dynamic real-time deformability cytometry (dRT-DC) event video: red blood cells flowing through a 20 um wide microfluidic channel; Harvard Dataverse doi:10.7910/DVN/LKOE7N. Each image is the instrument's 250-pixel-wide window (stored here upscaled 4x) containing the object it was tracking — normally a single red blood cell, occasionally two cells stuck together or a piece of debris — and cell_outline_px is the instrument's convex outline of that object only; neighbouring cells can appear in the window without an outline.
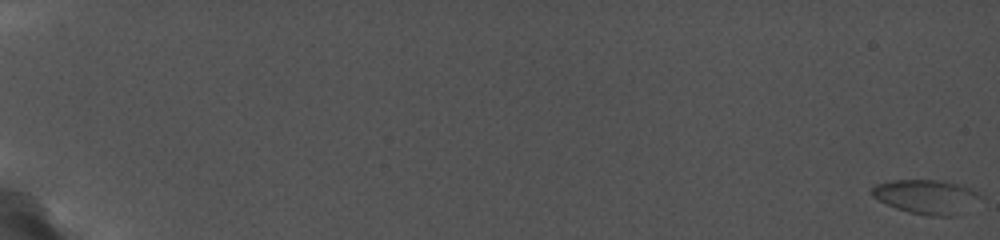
{"species": "common noctule bat (a hibernating species)", "species_latin": "Nyctalus noctula", "temperature_condition": "cold", "stored_images_in_passage": 54, "camera_frame_rate_fps": 5000, "um_per_image_px": 0.085, "animal": {"sex": "female", "body_mass_g": 19.0, "forearm_length_mm": 56.7}, "frame": {"image": 1, "passage_image": 1, "time_ms": 0.0, "image_size_px": [1000, 240], "cell_outline_px": [[980, 196], [952, 216], [928, 216], [908, 212], [896, 208], [872, 196], [872, 188], [876, 184], [888, 180], [940, 180], [964, 184], [972, 188]], "centroid_in_image_um": [78.66, 16.68], "position_along_channel_um": 6.3, "area_um2": 21.1}}
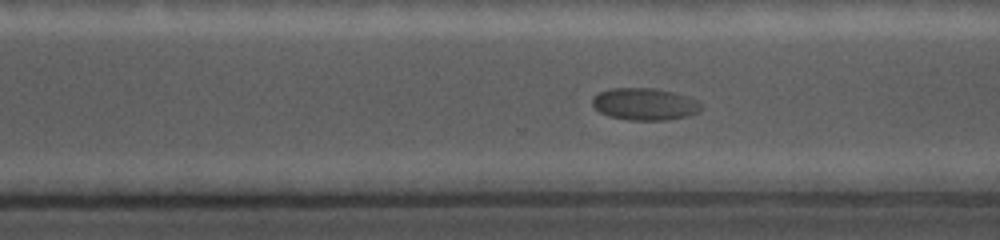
{"frame": {"image": 2, "passage_image": 42, "time_ms": 15.4, "image_size_px": [1000, 240], "cell_outline_px": [[700, 112], [688, 116], [668, 120], [628, 120], [608, 116], [600, 112], [592, 104], [592, 100], [600, 92], [612, 88], [648, 88], [668, 92], [684, 96], [696, 100], [700, 104]], "centroid_in_image_um": [54.78, 8.87], "position_along_channel_um": 315.8, "area_um2": 19.94}}
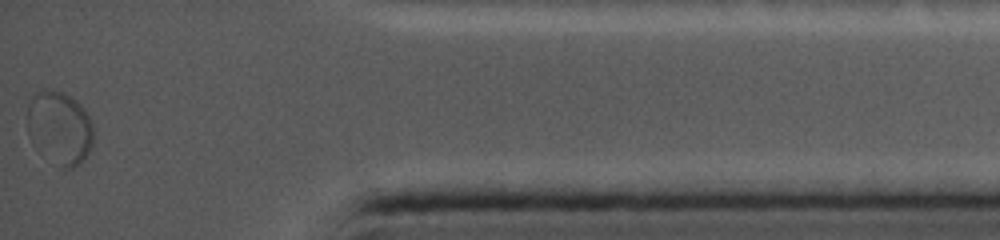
{"frame": {"image": 3, "passage_image": 54, "time_ms": 19.2, "image_size_px": [1000, 240], "cell_outline_px": [[92, 144], [88, 152], [80, 164], [72, 168], [64, 168], [28, 132], [28, 104], [32, 96], [44, 88], [52, 88], [76, 100], [80, 104], [88, 116], [92, 124]], "centroid_in_image_um": [5.11, 10.76], "position_along_channel_um": 430.1, "area_um2": 26.7}}